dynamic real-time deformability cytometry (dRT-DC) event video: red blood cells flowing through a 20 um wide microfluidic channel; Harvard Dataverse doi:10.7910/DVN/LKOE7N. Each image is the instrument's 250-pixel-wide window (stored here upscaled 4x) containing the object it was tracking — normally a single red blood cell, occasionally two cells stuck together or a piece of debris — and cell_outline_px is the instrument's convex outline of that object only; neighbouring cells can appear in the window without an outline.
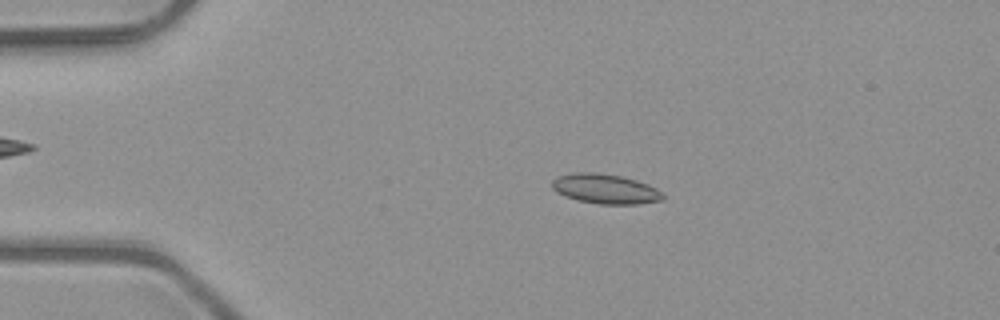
{"species": "common noctule bat (a hibernating species)", "species_latin": "Nyctalus noctula", "temperature_condition": "room temperature", "stored_images_in_passage": 50, "camera_frame_rate_fps": 3000, "um_per_image_px": 0.085, "animal": {"sex": "male", "body_mass_g": 23.1, "forearm_length_mm": 52.7}, "frame": {"image": 1, "passage_image": 10, "time_ms": 3.0, "image_size_px": [1000, 320], "cell_outline_px": [[664, 200], [640, 204], [600, 204], [576, 200], [564, 196], [556, 192], [552, 188], [552, 180], [556, 176], [572, 172], [596, 172], [624, 176], [648, 184], [664, 192]], "centroid_in_image_um": [51.45, 16.05], "position_along_channel_um": 33.5, "area_um2": 19.65}}
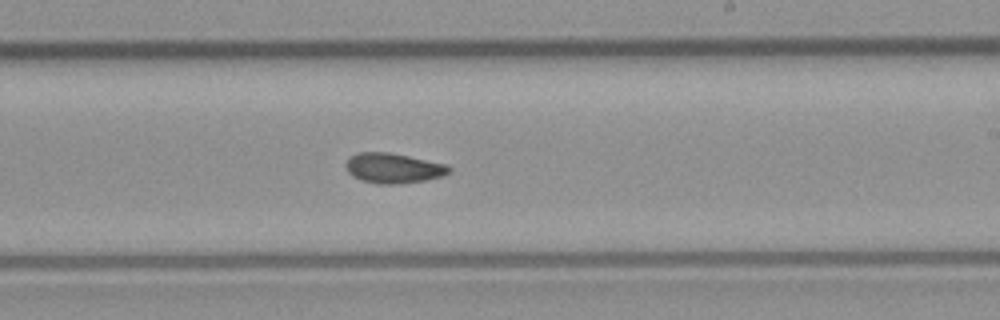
{"frame": {"image": 2, "passage_image": 30, "time_ms": 9.667, "image_size_px": [1000, 320], "cell_outline_px": [[452, 172], [444, 176], [424, 180], [396, 184], [376, 184], [360, 180], [352, 176], [348, 172], [344, 164], [352, 156], [360, 152], [388, 152], [448, 164], [452, 168]], "centroid_in_image_um": [33.46, 14.3], "position_along_channel_um": 255.5, "area_um2": 18.21}}
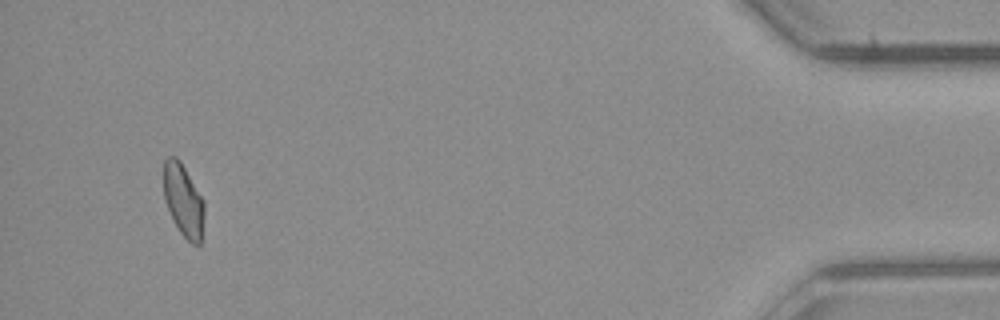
{"frame": {"image": 3, "passage_image": 48, "time_ms": 15.667, "image_size_px": [1000, 320], "cell_outline_px": [[204, 216], [200, 244], [192, 244], [180, 232], [172, 220], [164, 200], [164, 160], [168, 156], [176, 156], [180, 160], [204, 200]], "centroid_in_image_um": [15.58, 17.02], "position_along_channel_um": 419.6, "area_um2": 17.22}, "authors_computed_cell_mechanics": {"area_um2": 17.918, "velocity_mm_per_s": 4.0429, "shape_relaxation_time_tau1_ms": null, "shape_relaxation_time_tau2_ms": 4.1716, "deformation_change_tau1": null, "deformation_change_tau2": 0.0856}}